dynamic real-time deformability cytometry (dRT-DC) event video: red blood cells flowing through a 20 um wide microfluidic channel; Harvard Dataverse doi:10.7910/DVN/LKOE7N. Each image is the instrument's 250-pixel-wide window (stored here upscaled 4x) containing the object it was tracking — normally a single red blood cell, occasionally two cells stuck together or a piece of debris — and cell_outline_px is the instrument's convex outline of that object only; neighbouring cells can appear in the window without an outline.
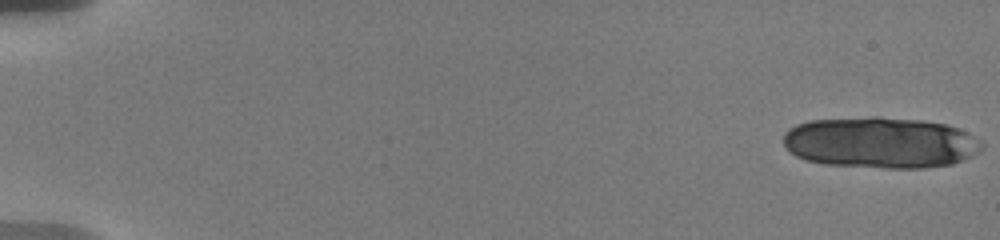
{"species": "human", "species_latin": "Homo sapiens", "temperature_condition": "warm", "stored_images_in_passage": 19, "camera_frame_rate_fps": 3000, "um_per_image_px": 0.085, "donor": {"sex": "male"}, "frame": {"image": 1, "passage_image": 1, "time_ms": 0.0, "image_size_px": [1000, 240], "cell_outline_px": [[984, 148], [980, 152], [964, 160], [952, 164], [924, 168], [884, 168], [824, 164], [808, 160], [796, 156], [784, 144], [784, 132], [788, 128], [796, 124], [812, 120], [872, 116], [876, 116], [924, 120], [948, 124], [968, 132], [980, 140], [984, 144]], "centroid_in_image_um": [74.89, 12.11], "position_along_channel_um": 10.1, "area_um2": 59.82}}
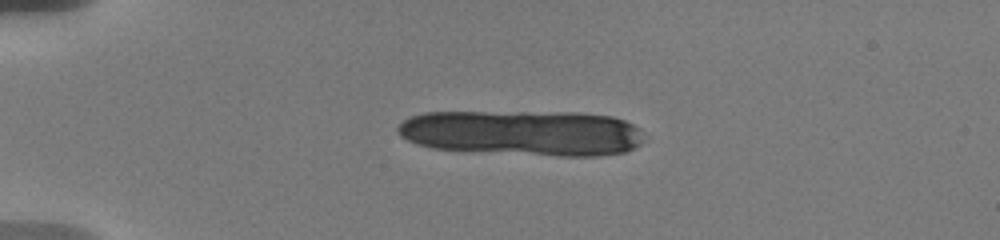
{"frame": {"image": 2, "passage_image": 10, "time_ms": 4.333, "image_size_px": [1000, 240], "cell_outline_px": [[644, 140], [640, 144], [624, 152], [596, 156], [560, 156], [432, 148], [416, 144], [400, 136], [396, 132], [396, 128], [408, 116], [424, 112], [576, 112], [612, 116], [624, 120], [640, 128]], "centroid_in_image_um": [44.42, 11.28], "position_along_channel_um": 40.6, "area_um2": 65.6}}
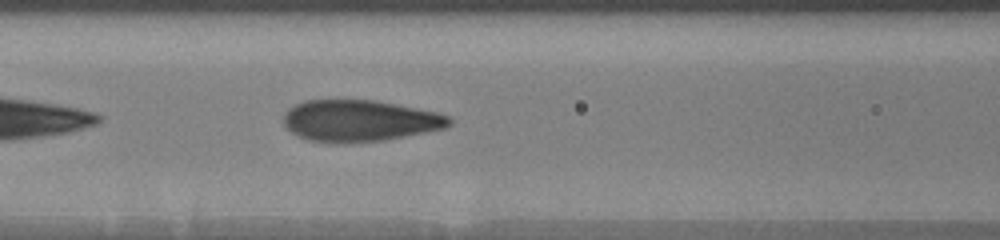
{"frame": {"image": 3, "passage_image": 19, "time_ms": 8.667, "image_size_px": [1000, 240], "cell_outline_px": [[452, 124], [444, 128], [428, 132], [384, 140], [344, 144], [336, 144], [308, 140], [292, 132], [284, 124], [284, 112], [288, 108], [304, 100], [376, 100], [436, 112], [448, 116], [452, 120]], "centroid_in_image_um": [30.56, 10.27], "position_along_channel_um": 136.0, "area_um2": 40.29}}